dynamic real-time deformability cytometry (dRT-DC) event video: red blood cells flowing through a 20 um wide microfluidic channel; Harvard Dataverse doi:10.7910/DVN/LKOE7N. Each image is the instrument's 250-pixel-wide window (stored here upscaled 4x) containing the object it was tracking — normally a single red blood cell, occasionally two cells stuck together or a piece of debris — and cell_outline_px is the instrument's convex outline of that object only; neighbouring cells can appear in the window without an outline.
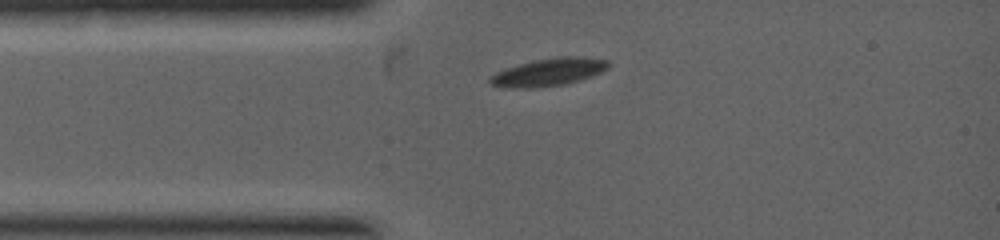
{"species": "common noctule bat (a hibernating species)", "species_latin": "Nyctalus noctula", "temperature_condition": "warm", "stored_images_in_passage": 1, "camera_frame_rate_fps": 5000, "um_per_image_px": 0.085, "animal": {"sex": "female", "body_mass_g": 19.0, "forearm_length_mm": 53.3}, "frame": {"image": 1, "passage_image": 1, "time_ms": 0.0, "image_size_px": [1000, 240], "cell_outline_px": [[608, 68], [600, 72], [564, 84], [532, 88], [508, 88], [492, 84], [488, 80], [488, 76], [496, 72], [520, 64], [536, 60], [560, 56], [580, 56], [608, 60]], "centroid_in_image_um": [46.59, 6.12], "position_along_channel_um": 38.4, "area_um2": 18.67}}